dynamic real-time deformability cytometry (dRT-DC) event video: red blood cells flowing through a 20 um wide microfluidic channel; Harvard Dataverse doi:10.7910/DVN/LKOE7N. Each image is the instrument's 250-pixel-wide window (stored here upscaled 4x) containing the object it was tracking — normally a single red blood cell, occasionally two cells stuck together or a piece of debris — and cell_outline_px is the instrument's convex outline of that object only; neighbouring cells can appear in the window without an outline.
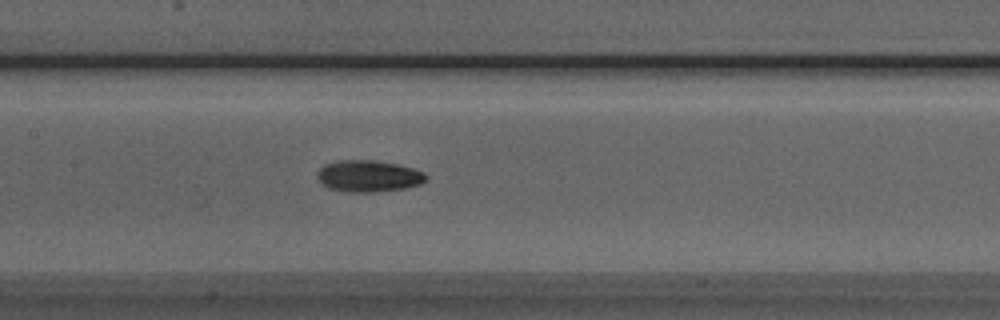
{"species": "Egyptian fruit bat (a non-hibernating species)", "species_latin": "Rousettus aegyptiacus", "temperature_condition": "room temperature", "stored_images_in_passage": 36, "camera_frame_rate_fps": 3000, "um_per_image_px": 0.085, "animal": {"sex": "male"}, "frame": {"image": 1, "passage_image": 15, "time_ms": 4.667, "image_size_px": [1000, 320], "cell_outline_px": [[428, 176], [420, 184], [404, 188], [372, 192], [348, 192], [328, 188], [316, 176], [316, 172], [324, 164], [336, 160], [376, 160], [396, 164], [412, 168], [424, 172]], "centroid_in_image_um": [31.29, 14.95], "position_along_channel_um": 176.1, "area_um2": 20.0}}
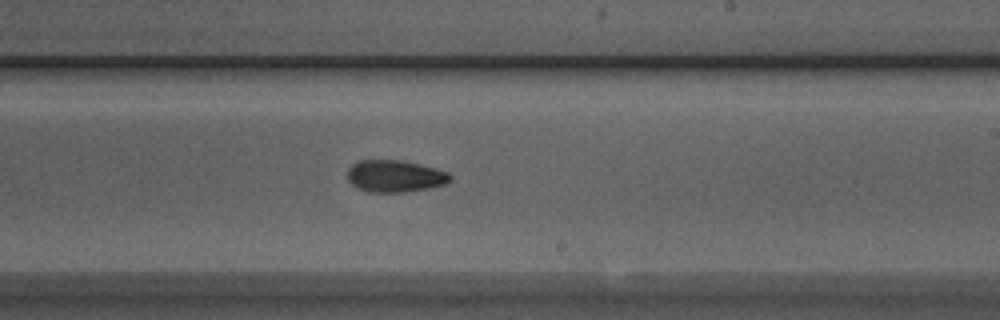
{"frame": {"image": 2, "passage_image": 21, "time_ms": 6.667, "image_size_px": [1000, 320], "cell_outline_px": [[452, 180], [444, 184], [428, 188], [404, 192], [368, 192], [356, 188], [348, 180], [348, 168], [352, 164], [360, 160], [400, 160], [448, 172], [452, 176]], "centroid_in_image_um": [33.54, 14.98], "position_along_channel_um": 255.5, "area_um2": 19.02}}
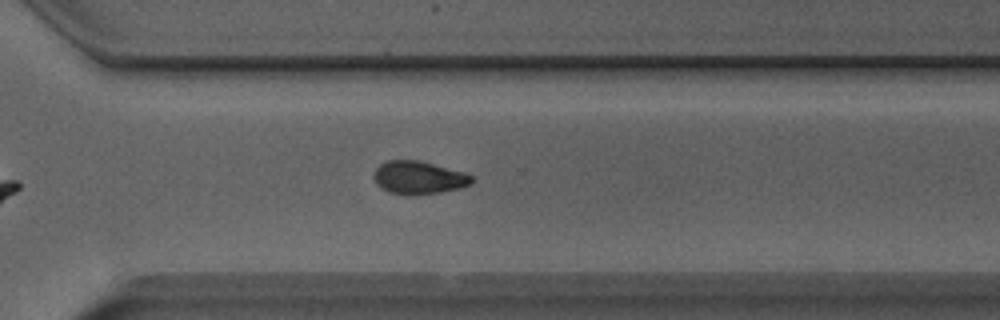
{"frame": {"image": 3, "passage_image": 27, "time_ms": 8.667, "image_size_px": [1000, 320], "cell_outline_px": [[472, 184], [460, 188], [440, 192], [412, 196], [404, 196], [388, 192], [376, 184], [372, 176], [376, 168], [380, 164], [388, 160], [420, 160], [464, 172], [472, 176]], "centroid_in_image_um": [35.56, 15.11], "position_along_channel_um": 335.0, "area_um2": 19.13}, "authors_computed_cell_mechanics": {"area_um2": 19.1896, "velocity_mm_per_s": 3.991, "shape_relaxation_time_tau1_ms": 4.1048, "shape_relaxation_time_tau2_ms": 4.7149, "deformation_change_tau1": 0.1147, "deformation_change_tau2": 0.1051}}